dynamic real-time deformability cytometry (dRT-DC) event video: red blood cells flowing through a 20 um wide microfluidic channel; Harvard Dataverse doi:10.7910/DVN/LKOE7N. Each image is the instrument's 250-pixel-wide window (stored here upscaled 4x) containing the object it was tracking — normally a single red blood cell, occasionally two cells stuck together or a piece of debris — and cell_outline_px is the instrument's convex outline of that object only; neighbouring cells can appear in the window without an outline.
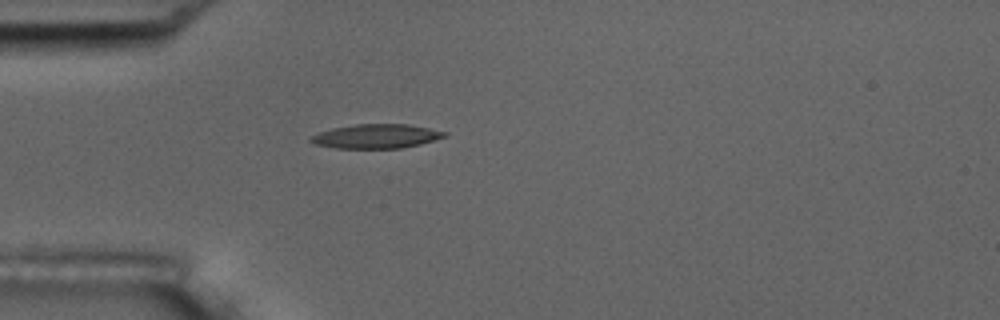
{"species": "common noctule bat (a hibernating species)", "species_latin": "Nyctalus noctula", "temperature_condition": "room temperature", "stored_images_in_passage": 5, "camera_frame_rate_fps": 3000, "um_per_image_px": 0.085, "animal": {"sex": "male", "body_mass_g": 17.5, "forearm_length_mm": 52.3}, "frame": {"image": 1, "passage_image": 5, "time_ms": 4.667, "image_size_px": [1000, 320], "cell_outline_px": [[448, 136], [420, 144], [400, 148], [336, 148], [312, 144], [308, 140], [312, 136], [320, 132], [332, 128], [356, 124], [408, 124], [448, 132]], "centroid_in_image_um": [31.98, 11.58], "position_along_channel_um": 53.0, "area_um2": 18.84}}